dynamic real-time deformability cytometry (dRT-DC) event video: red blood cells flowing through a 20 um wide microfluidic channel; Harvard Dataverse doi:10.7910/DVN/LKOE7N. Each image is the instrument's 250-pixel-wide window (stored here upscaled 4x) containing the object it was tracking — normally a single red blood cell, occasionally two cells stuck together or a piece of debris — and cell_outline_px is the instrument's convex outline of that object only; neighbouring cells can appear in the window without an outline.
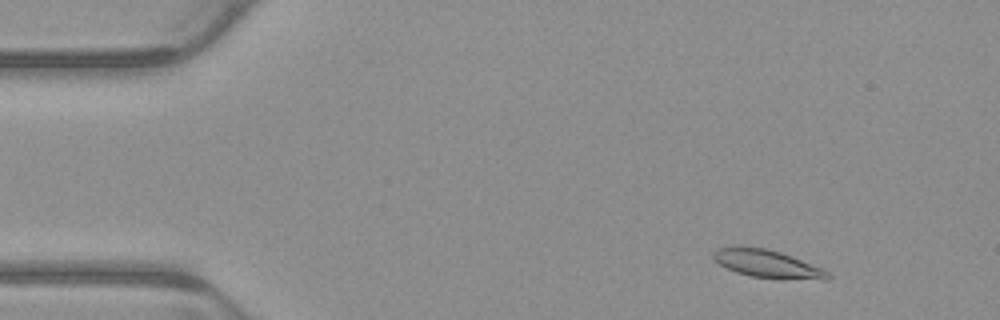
{"species": "common noctule bat (a hibernating species)", "species_latin": "Nyctalus noctula", "temperature_condition": "warm", "stored_images_in_passage": 7, "camera_frame_rate_fps": 3000, "um_per_image_px": 0.085, "animal": {"sex": "male", "body_mass_g": 23.1, "forearm_length_mm": 52.7}, "frame": {"image": 1, "passage_image": 2, "time_ms": 0.333, "image_size_px": [1000, 320], "cell_outline_px": [[832, 276], [828, 280], [784, 280], [752, 276], [736, 272], [720, 264], [712, 256], [712, 252], [716, 248], [740, 244], [768, 248], [780, 252], [824, 268]], "centroid_in_image_um": [65.25, 22.41], "position_along_channel_um": 19.7, "area_um2": 19.31}}
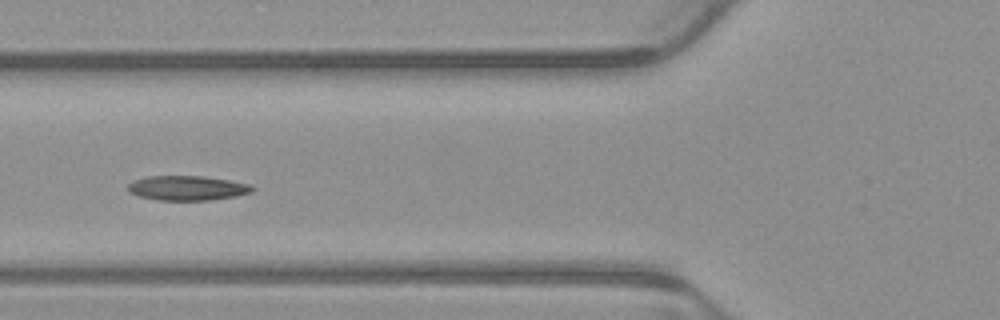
{"frame": {"image": 2, "passage_image": 5, "time_ms": 1.333, "image_size_px": [1000, 320], "cell_outline_px": [[256, 188], [252, 192], [236, 196], [208, 200], [156, 200], [140, 196], [128, 192], [124, 188], [132, 180], [148, 176], [204, 176], [228, 180], [248, 184]], "centroid_in_image_um": [15.86, 15.98], "position_along_channel_um": 109.9, "area_um2": 17.98}}
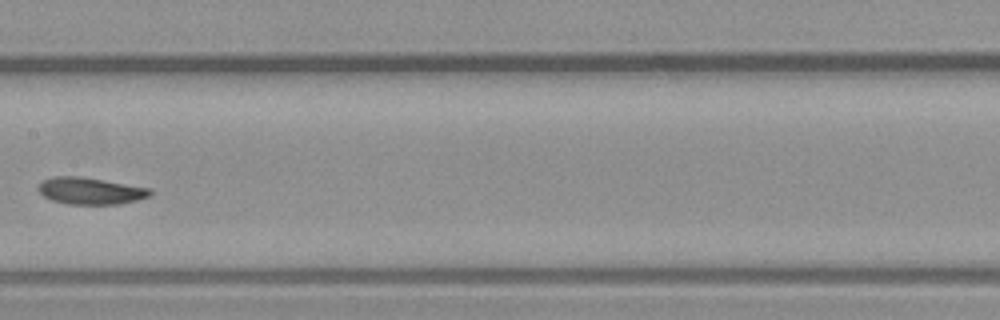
{"frame": {"image": 3, "passage_image": 7, "time_ms": 2.0, "image_size_px": [1000, 320], "cell_outline_px": [[152, 192], [148, 196], [136, 200], [120, 204], [64, 204], [52, 200], [44, 196], [36, 188], [44, 180], [52, 176], [80, 176], [152, 188]], "centroid_in_image_um": [7.67, 16.22], "position_along_channel_um": 199.7, "area_um2": 17.51}}